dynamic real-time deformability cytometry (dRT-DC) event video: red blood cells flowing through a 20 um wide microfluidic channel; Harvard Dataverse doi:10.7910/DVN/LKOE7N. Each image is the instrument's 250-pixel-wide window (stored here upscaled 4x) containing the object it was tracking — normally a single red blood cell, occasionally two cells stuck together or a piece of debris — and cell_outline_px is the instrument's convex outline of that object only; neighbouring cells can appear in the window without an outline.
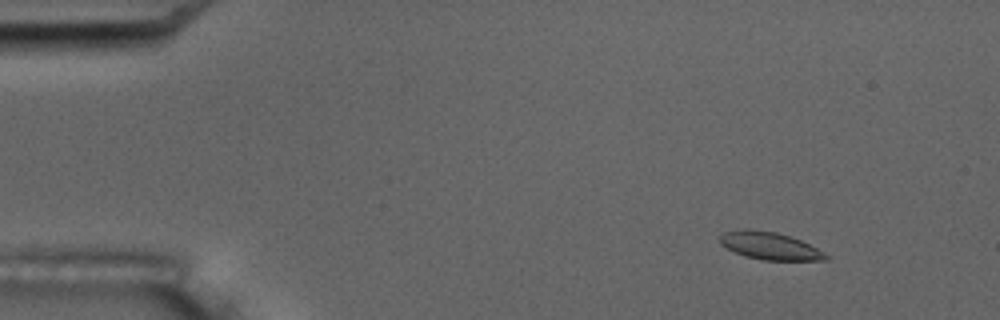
{"species": "common noctule bat (a hibernating species)", "species_latin": "Nyctalus noctula", "temperature_condition": "room temperature", "stored_images_in_passage": 8, "camera_frame_rate_fps": 3000, "um_per_image_px": 0.085, "animal": {"sex": "male", "body_mass_g": 17.5, "forearm_length_mm": 52.3}, "frame": {"image": 1, "passage_image": 2, "time_ms": 2.0, "image_size_px": [1000, 320], "cell_outline_px": [[832, 256], [828, 260], [764, 260], [744, 256], [720, 244], [720, 236], [724, 232], [748, 228], [776, 232], [800, 240]], "centroid_in_image_um": [65.45, 20.9], "position_along_channel_um": 19.5, "area_um2": 16.88}}
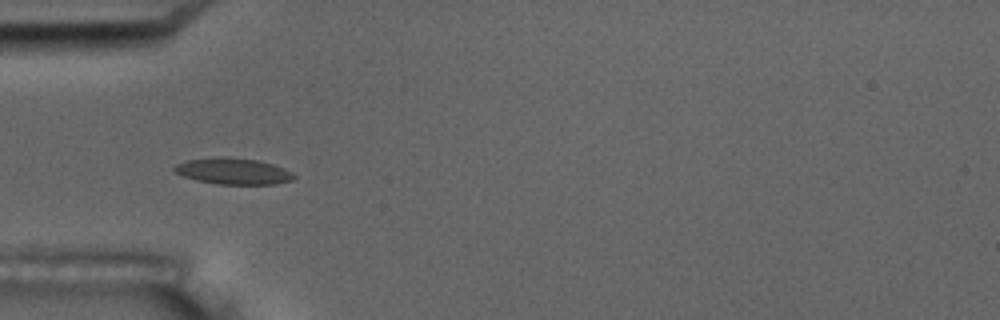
{"frame": {"image": 2, "passage_image": 5, "time_ms": 6.0, "image_size_px": [1000, 320], "cell_outline_px": [[296, 176], [292, 180], [276, 184], [216, 184], [196, 180], [184, 176], [176, 172], [172, 168], [176, 164], [184, 160], [220, 156], [228, 156], [256, 160], [272, 164], [292, 172]], "centroid_in_image_um": [19.79, 14.54], "position_along_channel_um": 65.2, "area_um2": 18.38}}
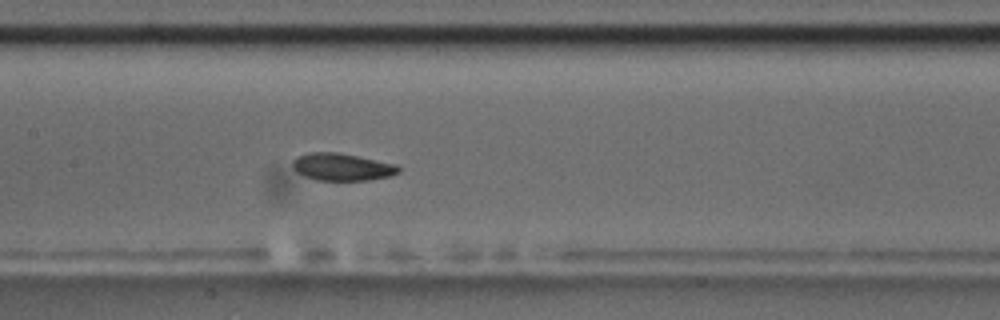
{"frame": {"image": 3, "passage_image": 8, "time_ms": 9.333, "image_size_px": [1000, 320], "cell_outline_px": [[400, 172], [392, 176], [368, 180], [316, 180], [304, 176], [296, 172], [292, 164], [292, 160], [296, 156], [308, 152], [336, 152], [396, 164], [400, 168]], "centroid_in_image_um": [29.05, 14.19], "position_along_channel_um": 178.4, "area_um2": 16.94}}